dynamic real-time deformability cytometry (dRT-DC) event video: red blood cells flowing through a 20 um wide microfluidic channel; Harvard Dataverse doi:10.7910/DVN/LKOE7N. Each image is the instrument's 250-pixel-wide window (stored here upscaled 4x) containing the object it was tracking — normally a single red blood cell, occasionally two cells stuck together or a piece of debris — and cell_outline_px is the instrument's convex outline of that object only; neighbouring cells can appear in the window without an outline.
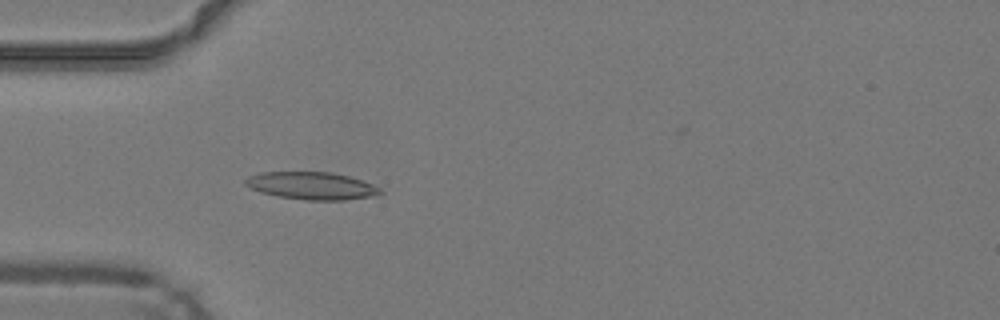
{"species": "common noctule bat (a hibernating species)", "species_latin": "Nyctalus noctula", "temperature_condition": "warm", "stored_images_in_passage": 34, "camera_frame_rate_fps": 3000, "um_per_image_px": 0.085, "animal": {"sex": "male", "body_mass_g": 19.2, "forearm_length_mm": 51.8}, "frame": {"image": 1, "passage_image": 1, "time_ms": 0.0, "image_size_px": [1000, 320], "cell_outline_px": [[384, 192], [372, 196], [344, 200], [304, 200], [276, 196], [260, 192], [244, 184], [244, 180], [248, 176], [260, 172], [332, 172], [348, 176], [372, 184], [380, 188]], "centroid_in_image_um": [26.46, 15.79], "position_along_channel_um": 58.5, "area_um2": 21.62}}
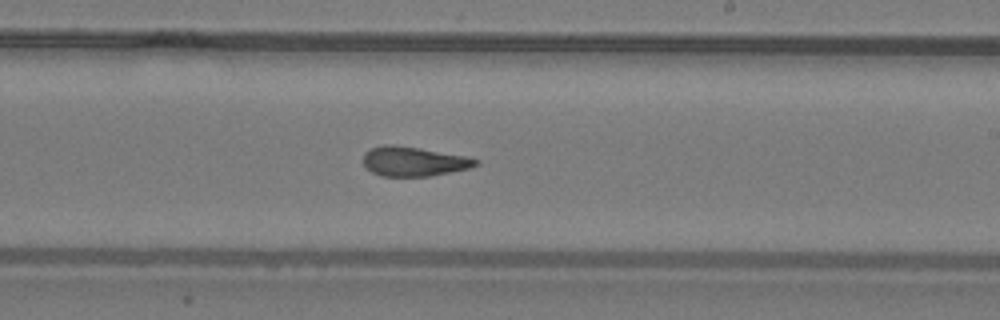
{"frame": {"image": 2, "passage_image": 15, "time_ms": 4.667, "image_size_px": [1000, 320], "cell_outline_px": [[480, 164], [468, 168], [432, 176], [380, 176], [372, 172], [364, 164], [364, 152], [368, 148], [384, 144], [392, 144], [420, 148], [464, 156], [480, 160]], "centroid_in_image_um": [35.14, 13.71], "position_along_channel_um": 253.9, "area_um2": 19.36}}
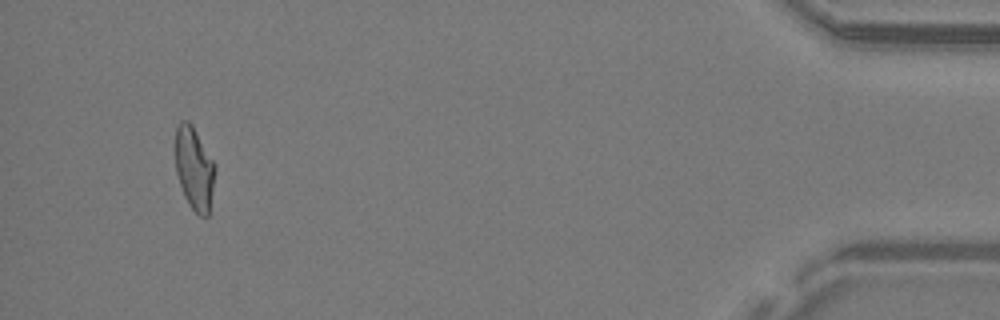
{"frame": {"image": 3, "passage_image": 32, "time_ms": 10.333, "image_size_px": [1000, 320], "cell_outline_px": [[216, 168], [208, 216], [200, 216], [192, 208], [184, 196], [176, 172], [176, 128], [180, 120], [188, 120], [192, 124], [216, 164]], "centroid_in_image_um": [16.52, 14.28], "position_along_channel_um": 418.7, "area_um2": 19.13}, "authors_computed_cell_mechanics": {"area_um2": 19.652, "velocity_mm_per_s": 4.2569, "shape_relaxation_time_tau1_ms": null, "shape_relaxation_time_tau2_ms": 2.1625, "deformation_change_tau1": null, "deformation_change_tau2": 0.1075}}